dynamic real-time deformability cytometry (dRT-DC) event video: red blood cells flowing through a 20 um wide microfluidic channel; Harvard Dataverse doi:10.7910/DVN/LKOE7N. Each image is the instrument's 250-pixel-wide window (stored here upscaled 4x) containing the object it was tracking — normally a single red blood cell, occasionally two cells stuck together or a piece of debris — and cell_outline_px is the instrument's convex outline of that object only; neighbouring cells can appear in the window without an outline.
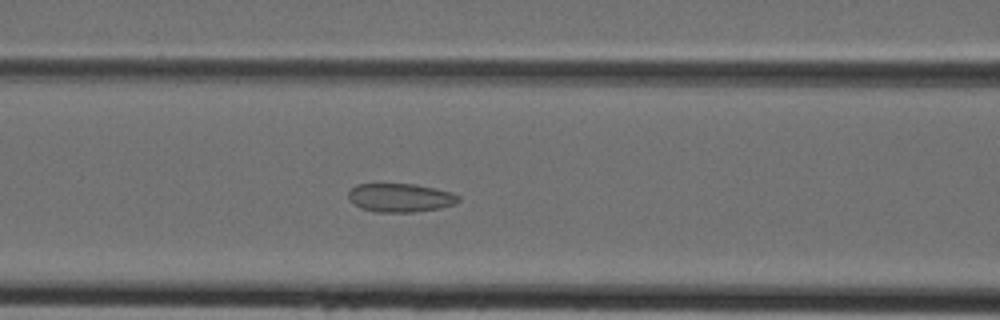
{"species": "Egyptian fruit bat (a non-hibernating species)", "species_latin": "Rousettus aegyptiacus", "temperature_condition": "cold", "stored_images_in_passage": 44, "camera_frame_rate_fps": 3000, "um_per_image_px": 0.085, "animal": {"sex": "female"}, "frame": {"image": 1, "passage_image": 19, "time_ms": 6.0, "image_size_px": [1000, 320], "cell_outline_px": [[460, 200], [452, 204], [440, 208], [412, 212], [376, 212], [360, 208], [348, 200], [348, 192], [356, 184], [416, 184], [452, 192], [460, 196]], "centroid_in_image_um": [34.0, 16.8], "position_along_channel_um": 132.6, "area_um2": 18.38}}
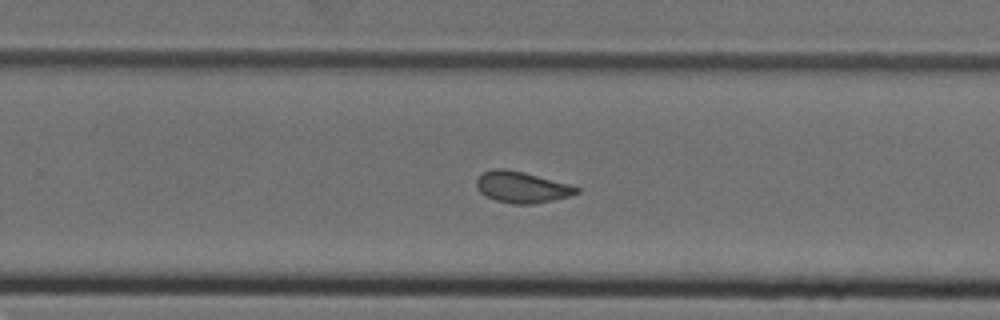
{"frame": {"image": 2, "passage_image": 29, "time_ms": 9.333, "image_size_px": [1000, 320], "cell_outline_px": [[580, 192], [572, 196], [532, 204], [512, 204], [496, 200], [480, 192], [476, 188], [476, 180], [484, 172], [492, 168], [504, 168], [524, 172], [568, 184], [580, 188]], "centroid_in_image_um": [44.36, 15.91], "position_along_channel_um": 285.4, "area_um2": 18.15}}
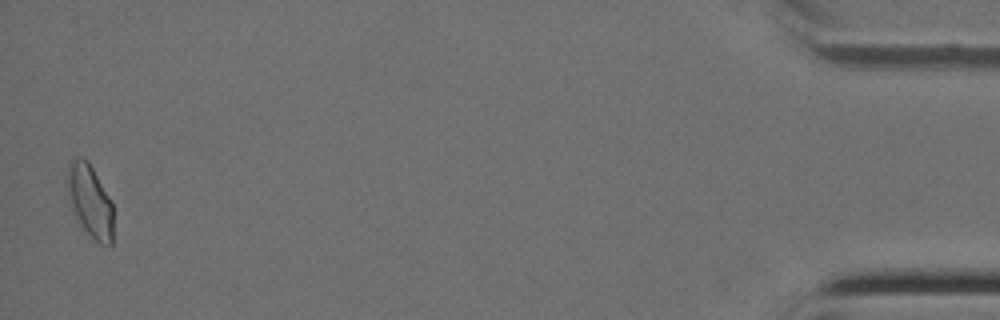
{"frame": {"image": 3, "passage_image": 44, "time_ms": 14.333, "image_size_px": [1000, 320], "cell_outline_px": [[112, 244], [108, 248], [100, 244], [84, 228], [76, 216], [72, 208], [68, 192], [68, 168], [72, 160], [80, 156], [88, 160], [112, 200]], "centroid_in_image_um": [7.69, 17.08], "position_along_channel_um": 427.5, "area_um2": 19.13}}